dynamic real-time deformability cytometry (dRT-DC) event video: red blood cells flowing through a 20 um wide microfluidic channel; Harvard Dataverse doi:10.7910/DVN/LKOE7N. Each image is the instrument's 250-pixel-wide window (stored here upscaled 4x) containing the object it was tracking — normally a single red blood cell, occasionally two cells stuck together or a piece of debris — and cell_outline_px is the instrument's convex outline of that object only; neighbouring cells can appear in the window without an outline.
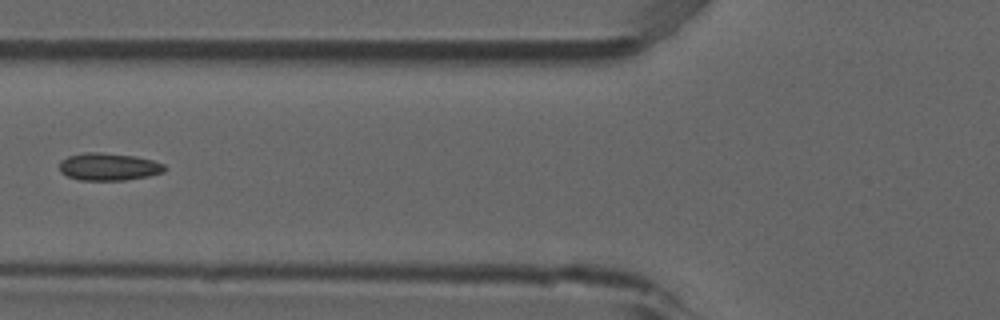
{"species": "common noctule bat (a hibernating species)", "species_latin": "Nyctalus noctula", "temperature_condition": "room temperature", "stored_images_in_passage": 7, "camera_frame_rate_fps": 3000, "um_per_image_px": 0.085, "animal": {"sex": "male", "forearm_length_mm": 52.5}, "frame": {"image": 1, "passage_image": 6, "time_ms": 1.667, "image_size_px": [1000, 320], "cell_outline_px": [[168, 168], [164, 172], [148, 176], [124, 180], [80, 180], [68, 176], [60, 172], [60, 160], [68, 156], [84, 152], [104, 152], [136, 156], [152, 160], [164, 164]], "centroid_in_image_um": [9.25, 14.16], "position_along_channel_um": 116.6, "area_um2": 16.99}}
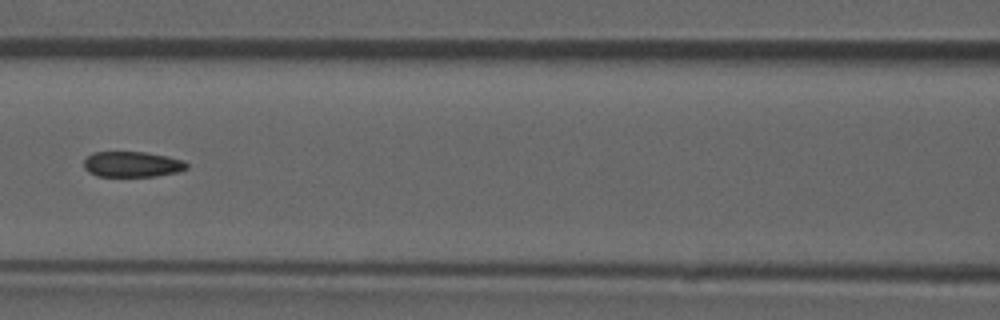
{"frame": {"image": 2, "passage_image": 7, "time_ms": 2.0, "image_size_px": [1000, 320], "cell_outline_px": [[188, 168], [176, 172], [156, 176], [96, 176], [88, 172], [84, 168], [84, 160], [92, 152], [144, 152], [168, 156], [184, 160], [188, 164]], "centroid_in_image_um": [11.23, 13.96], "position_along_channel_um": 155.4, "area_um2": 15.37}}